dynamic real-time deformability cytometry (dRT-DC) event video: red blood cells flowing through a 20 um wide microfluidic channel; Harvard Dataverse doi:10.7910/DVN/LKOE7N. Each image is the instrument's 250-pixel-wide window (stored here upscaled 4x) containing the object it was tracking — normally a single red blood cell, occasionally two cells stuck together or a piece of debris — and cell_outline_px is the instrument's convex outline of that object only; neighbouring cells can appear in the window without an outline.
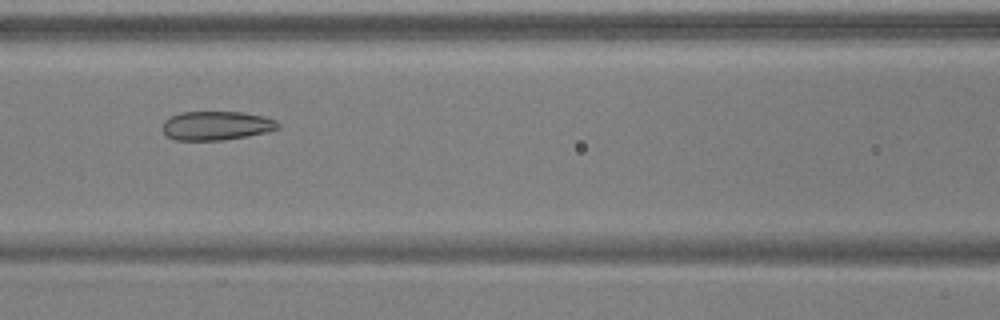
{"species": "common noctule bat (a hibernating species)", "species_latin": "Nyctalus noctula", "temperature_condition": "warm", "stored_images_in_passage": 7, "camera_frame_rate_fps": 3000, "um_per_image_px": 0.085, "animal": {"sex": "male", "body_mass_g": 17.9, "forearm_length_mm": 54.2}, "frame": {"image": 1, "passage_image": 6, "time_ms": 1.667, "image_size_px": [1000, 320], "cell_outline_px": [[280, 128], [268, 132], [248, 136], [224, 140], [176, 140], [168, 136], [164, 132], [164, 120], [180, 112], [240, 112], [264, 116], [276, 120], [280, 124]], "centroid_in_image_um": [18.45, 10.68], "position_along_channel_um": 148.2, "area_um2": 19.48}}
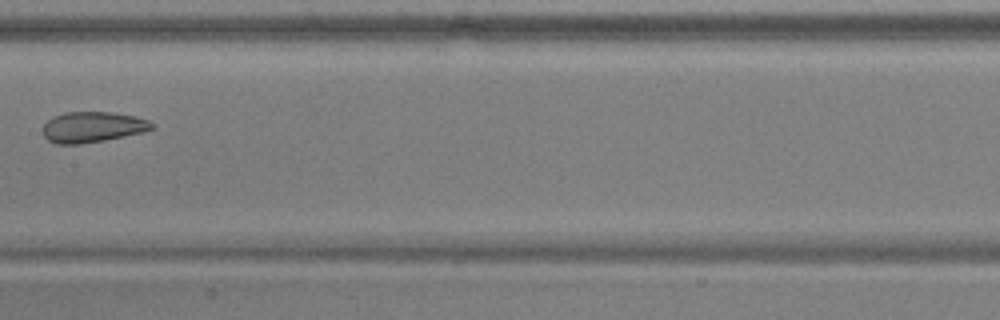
{"frame": {"image": 2, "passage_image": 7, "time_ms": 2.0, "image_size_px": [1000, 320], "cell_outline_px": [[156, 128], [144, 132], [104, 140], [76, 144], [56, 144], [48, 140], [44, 136], [44, 124], [52, 116], [64, 112], [112, 112], [136, 116], [148, 120], [156, 124]], "centroid_in_image_um": [7.91, 10.79], "position_along_channel_um": 199.5, "area_um2": 19.59}}